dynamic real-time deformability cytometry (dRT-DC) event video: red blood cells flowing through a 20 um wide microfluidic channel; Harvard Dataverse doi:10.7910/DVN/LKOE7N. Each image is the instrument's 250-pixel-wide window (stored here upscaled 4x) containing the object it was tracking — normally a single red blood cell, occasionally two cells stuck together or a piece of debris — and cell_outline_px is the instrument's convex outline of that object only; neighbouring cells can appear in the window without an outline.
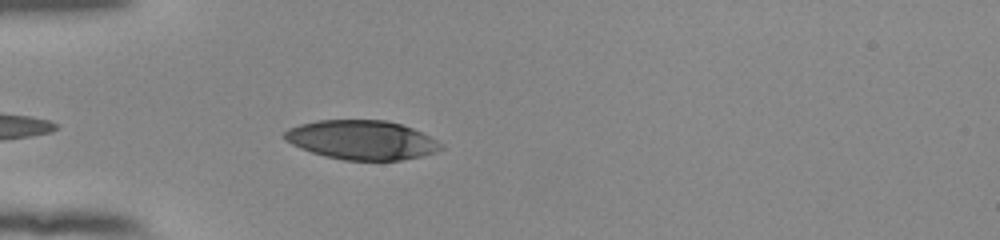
{"species": "human", "species_latin": "Homo sapiens", "temperature_condition": "room temperature", "stored_images_in_passage": 37, "camera_frame_rate_fps": 3000, "um_per_image_px": 0.085, "donor": {"sex": "female"}, "frame": {"image": 1, "passage_image": 3, "time_ms": 0.667, "image_size_px": [1000, 240], "cell_outline_px": [[444, 148], [436, 152], [420, 156], [400, 160], [344, 160], [324, 156], [300, 148], [284, 140], [284, 132], [288, 128], [300, 124], [316, 120], [384, 120], [400, 124], [412, 128], [444, 144]], "centroid_in_image_um": [30.73, 11.89], "position_along_channel_um": 54.3, "area_um2": 35.66}}
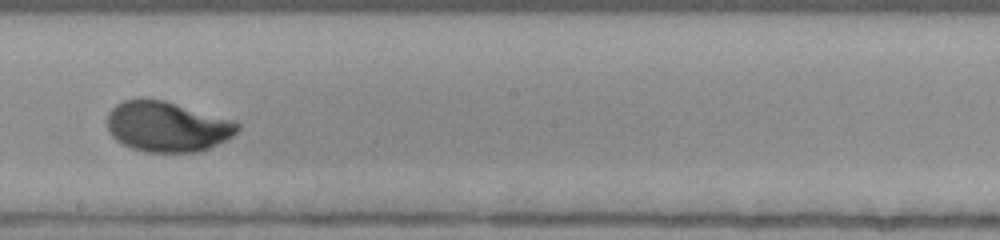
{"frame": {"image": 2, "passage_image": 18, "time_ms": 5.667, "image_size_px": [1000, 240], "cell_outline_px": [[240, 128], [232, 136], [208, 148], [196, 152], [144, 152], [132, 148], [116, 140], [112, 136], [108, 128], [108, 112], [116, 104], [124, 100], [140, 96], [164, 100], [232, 120], [240, 124]], "centroid_in_image_um": [14.17, 10.74], "position_along_channel_um": 234.0, "area_um2": 38.26}}
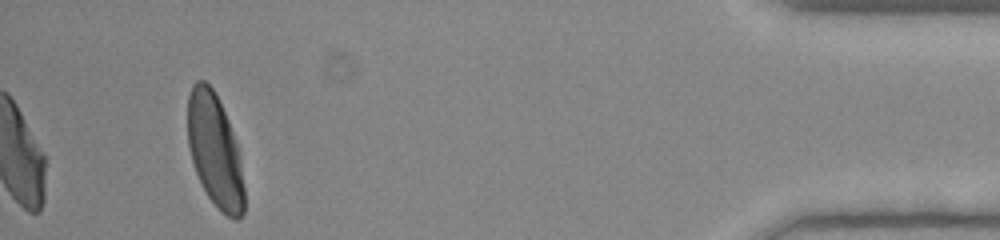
{"frame": {"image": 3, "passage_image": 37, "time_ms": 12.0, "image_size_px": [1000, 240], "cell_outline_px": [[244, 212], [236, 220], [232, 220], [220, 212], [208, 196], [196, 172], [192, 160], [188, 144], [188, 96], [192, 84], [196, 80], [204, 80], [212, 88], [228, 120], [236, 144], [240, 164], [244, 188]], "centroid_in_image_um": [18.25, 12.83], "position_along_channel_um": 416.9, "area_um2": 36.76}, "authors_computed_cell_mechanics": {"area_um2": 37.6278, "velocity_mm_per_s": 3.8593, "shape_relaxation_time_tau1_ms": 2.678, "shape_relaxation_time_tau2_ms": null, "deformation_change_tau1": 0.1788, "deformation_change_tau2": null}}